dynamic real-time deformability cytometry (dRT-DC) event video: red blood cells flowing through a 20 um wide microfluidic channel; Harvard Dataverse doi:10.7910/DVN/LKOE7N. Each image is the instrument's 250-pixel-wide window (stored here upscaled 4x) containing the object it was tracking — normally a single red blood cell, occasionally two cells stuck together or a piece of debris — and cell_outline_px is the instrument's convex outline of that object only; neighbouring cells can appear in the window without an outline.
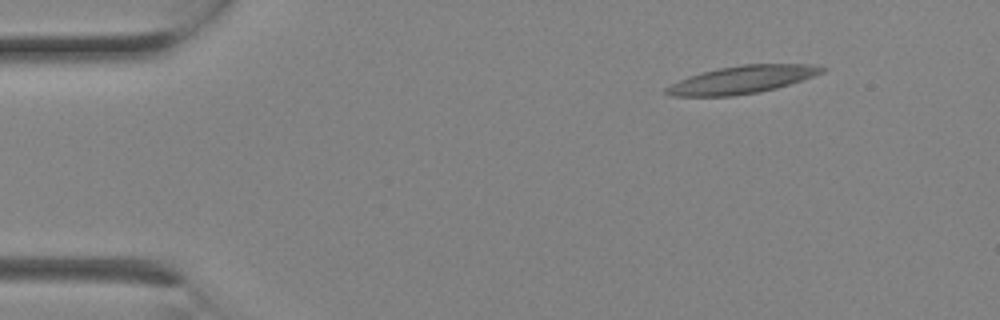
{"species": "Egyptian fruit bat (a non-hibernating species)", "species_latin": "Rousettus aegyptiacus", "temperature_condition": "room temperature", "stored_images_in_passage": 2, "camera_frame_rate_fps": 3000, "um_per_image_px": 0.085, "animal": {"sex": "female"}, "frame": {"image": 1, "passage_image": 1, "time_ms": 0.0, "image_size_px": [1000, 320], "cell_outline_px": [[828, 68], [824, 72], [776, 88], [756, 92], [732, 96], [672, 96], [664, 92], [664, 88], [688, 76], [720, 68], [744, 64], [812, 64]], "centroid_in_image_um": [63.07, 6.77], "position_along_channel_um": 21.9, "area_um2": 24.74}}
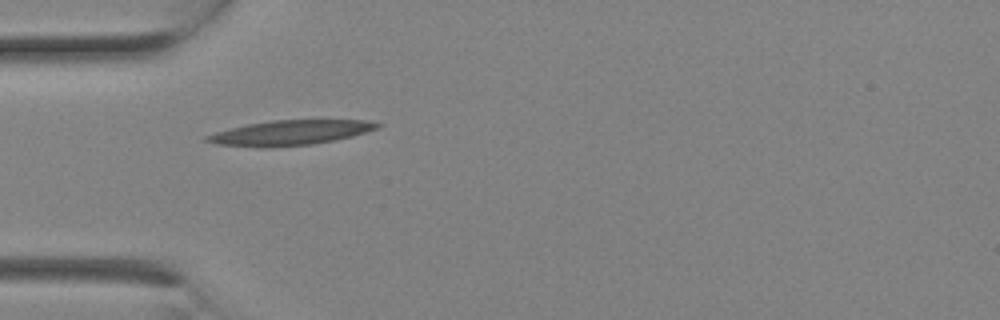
{"frame": {"image": 2, "passage_image": 2, "time_ms": 0.333, "image_size_px": [1000, 320], "cell_outline_px": [[384, 124], [380, 128], [352, 136], [312, 144], [272, 148], [260, 148], [216, 144], [204, 140], [204, 136], [216, 132], [248, 124], [272, 120], [364, 120]], "centroid_in_image_um": [24.66, 11.29], "position_along_channel_um": 60.3, "area_um2": 24.8}}